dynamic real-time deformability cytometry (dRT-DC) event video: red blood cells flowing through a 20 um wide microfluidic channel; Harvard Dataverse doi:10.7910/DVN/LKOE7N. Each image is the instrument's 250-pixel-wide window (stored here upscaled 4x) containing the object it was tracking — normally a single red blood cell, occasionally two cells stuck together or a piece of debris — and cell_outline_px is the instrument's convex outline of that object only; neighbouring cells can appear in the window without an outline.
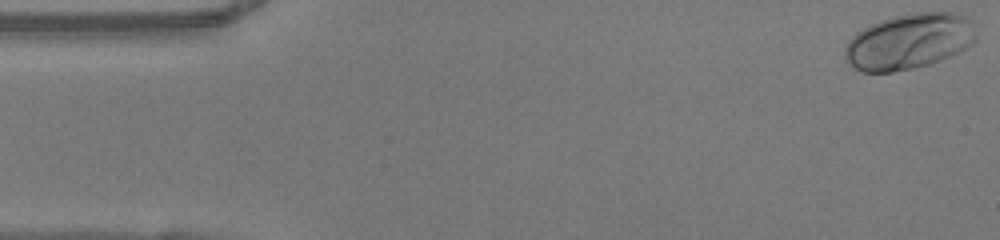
{"species": "human", "species_latin": "Homo sapiens", "temperature_condition": "warm", "stored_images_in_passage": 49, "camera_frame_rate_fps": 3000, "um_per_image_px": 0.085, "donor": {"sex": "female"}, "frame": {"image": 1, "passage_image": 1, "time_ms": 0.0, "image_size_px": [1000, 240], "cell_outline_px": [[976, 40], [972, 44], [940, 60], [928, 64], [912, 68], [892, 72], [864, 72], [856, 68], [848, 60], [844, 52], [844, 48], [848, 40], [856, 32], [880, 20], [912, 12], [952, 12], [968, 16], [972, 20], [976, 36]], "centroid_in_image_um": [77.29, 3.49], "position_along_channel_um": 7.7, "area_um2": 42.31}}
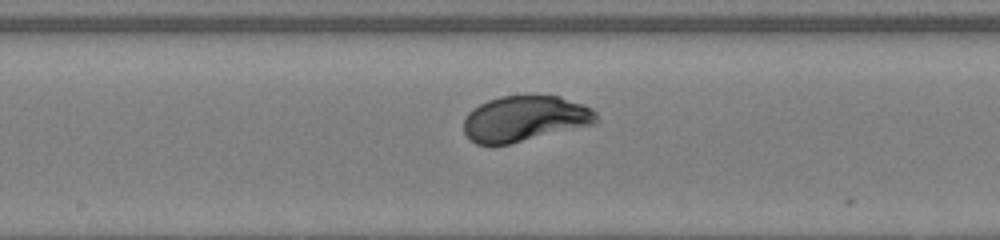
{"frame": {"image": 2, "passage_image": 25, "time_ms": 8.0, "image_size_px": [1000, 240], "cell_outline_px": [[600, 120], [596, 124], [508, 144], [476, 144], [468, 140], [464, 132], [464, 120], [468, 112], [472, 108], [488, 100], [500, 96], [560, 96], [584, 104], [592, 108], [596, 112]], "centroid_in_image_um": [44.63, 10.09], "position_along_channel_um": 203.6, "area_um2": 35.49}}
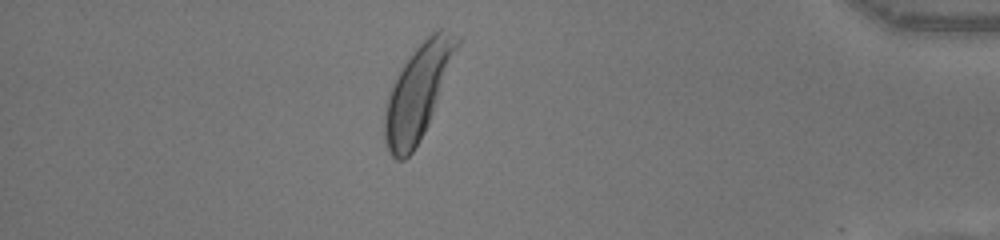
{"frame": {"image": 3, "passage_image": 43, "time_ms": 14.0, "image_size_px": [1000, 240], "cell_outline_px": [[460, 44], [428, 124], [424, 132], [412, 152], [404, 160], [396, 160], [388, 152], [384, 140], [384, 104], [388, 92], [400, 68], [408, 56], [436, 28], [444, 28], [460, 36]], "centroid_in_image_um": [35.5, 7.8], "position_along_channel_um": 399.7, "area_um2": 39.77}, "authors_computed_cell_mechanics": {"area_um2": 35.7204, "velocity_mm_per_s": 4.0564, "shape_relaxation_time_tau1_ms": 1.9503, "shape_relaxation_time_tau2_ms": null, "deformation_change_tau1": 0.1474, "deformation_change_tau2": null}}